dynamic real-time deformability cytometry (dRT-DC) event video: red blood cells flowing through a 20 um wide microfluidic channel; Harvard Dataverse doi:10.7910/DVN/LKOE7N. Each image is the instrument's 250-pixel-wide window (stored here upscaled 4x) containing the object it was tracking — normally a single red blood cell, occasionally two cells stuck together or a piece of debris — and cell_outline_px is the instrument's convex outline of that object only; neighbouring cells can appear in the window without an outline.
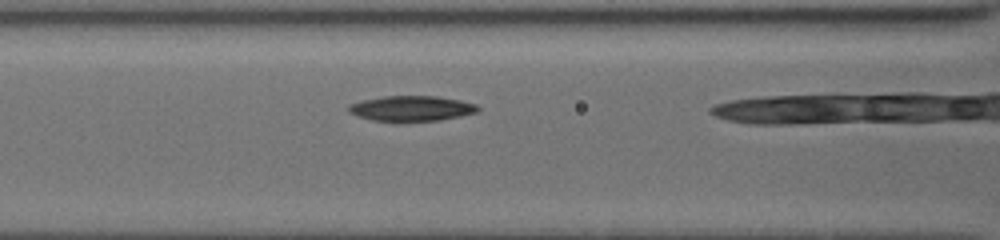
{"species": "common noctule bat (a hibernating species)", "species_latin": "Nyctalus noctula", "temperature_condition": "cold", "stored_images_in_passage": 13, "camera_frame_rate_fps": 3000, "um_per_image_px": 0.085, "animal": {"sex": "female", "body_mass_g": 19.5, "forearm_length_mm": 54.1}, "frame": {"image": 1, "passage_image": 8, "time_ms": 3.0, "image_size_px": [1000, 240], "cell_outline_px": [[480, 108], [476, 112], [460, 116], [440, 120], [372, 120], [348, 112], [348, 104], [380, 96], [436, 96], [460, 100], [476, 104]], "centroid_in_image_um": [34.98, 9.19], "position_along_channel_um": 131.6, "area_um2": 18.67}}
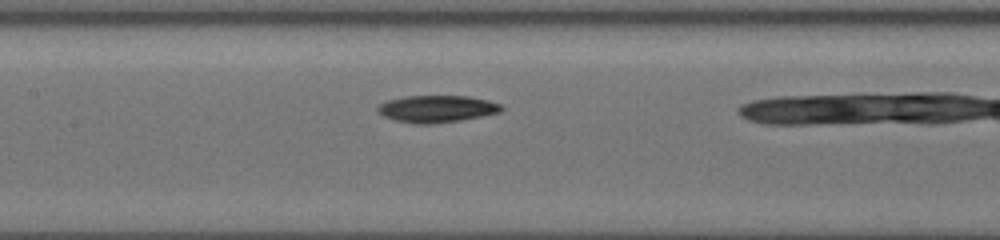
{"frame": {"image": 2, "passage_image": 11, "time_ms": 4.0, "image_size_px": [1000, 240], "cell_outline_px": [[504, 108], [500, 112], [460, 120], [428, 124], [416, 124], [396, 120], [384, 116], [376, 108], [384, 100], [404, 96], [468, 96], [488, 100], [500, 104]], "centroid_in_image_um": [37.11, 9.24], "position_along_channel_um": 170.3, "area_um2": 19.36}}
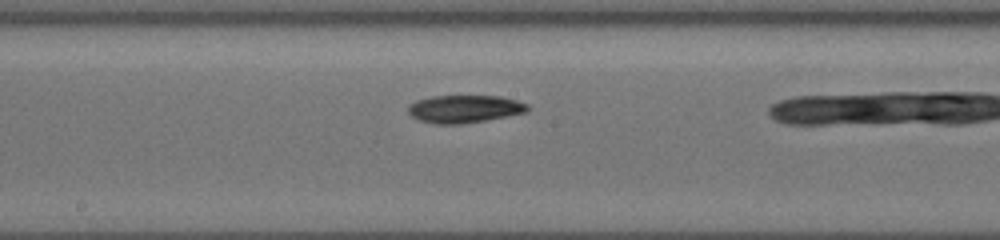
{"frame": {"image": 3, "passage_image": 13, "time_ms": 5.0, "image_size_px": [1000, 240], "cell_outline_px": [[528, 112], [484, 120], [460, 124], [436, 124], [420, 120], [412, 116], [408, 112], [408, 104], [416, 100], [432, 96], [500, 96], [516, 100], [528, 104]], "centroid_in_image_um": [39.46, 9.25], "position_along_channel_um": 208.7, "area_um2": 19.19}}